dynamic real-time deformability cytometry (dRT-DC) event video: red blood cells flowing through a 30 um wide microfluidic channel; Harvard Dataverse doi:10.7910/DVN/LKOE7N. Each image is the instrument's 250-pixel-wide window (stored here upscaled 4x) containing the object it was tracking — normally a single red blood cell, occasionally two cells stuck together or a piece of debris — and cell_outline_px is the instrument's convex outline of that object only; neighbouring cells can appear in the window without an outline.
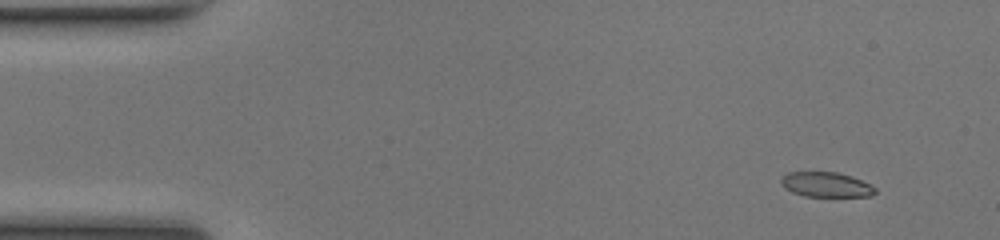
{"species": "common noctule bat (a hibernating species)", "species_latin": "Nyctalus noctula", "temperature_condition": "room temperature", "stored_images_in_passage": 50, "camera_frame_rate_fps": 3000, "um_per_image_px": 0.085, "animal": {"sex": "female", "body_mass_g": 17.0, "forearm_length_mm": 48.0}, "frame": {"image": 1, "passage_image": 4, "time_ms": 1.0, "image_size_px": [1000, 240], "cell_outline_px": [[876, 192], [872, 196], [804, 196], [792, 192], [784, 188], [780, 184], [780, 180], [788, 172], [836, 172], [852, 176], [876, 188]], "centroid_in_image_um": [70.19, 15.69], "position_along_channel_um": 14.8, "area_um2": 13.58}, "authors_computed_cell_mechanics": {"area_um2": 14.9702, "velocity_mm_per_s": 4.16, "shape_relaxation_time_tau1_ms": 5.9248, "shape_relaxation_time_tau2_ms": 0.6939, "deformation_change_tau1": 0.2004, "deformation_change_tau2": 0.0506}}